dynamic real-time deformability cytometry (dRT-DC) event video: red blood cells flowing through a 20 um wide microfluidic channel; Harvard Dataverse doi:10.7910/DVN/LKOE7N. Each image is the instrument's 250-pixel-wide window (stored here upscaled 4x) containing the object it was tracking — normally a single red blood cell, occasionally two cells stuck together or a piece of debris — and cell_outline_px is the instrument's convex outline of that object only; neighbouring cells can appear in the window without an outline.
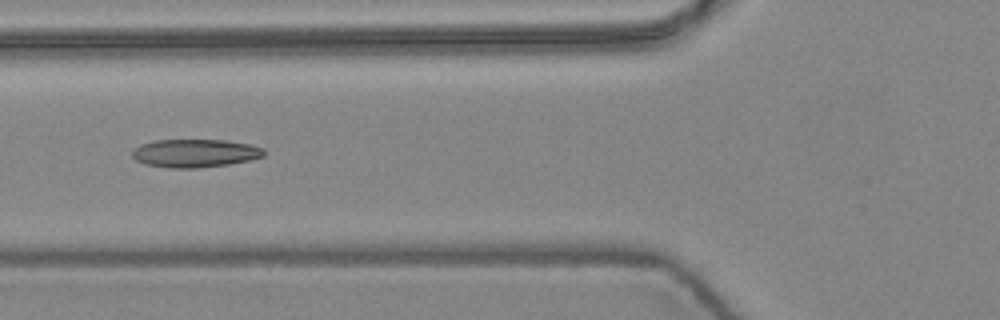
{"species": "common noctule bat (a hibernating species)", "species_latin": "Nyctalus noctula", "temperature_condition": "warm", "stored_images_in_passage": 10, "camera_frame_rate_fps": 3000, "um_per_image_px": 0.085, "animal": {"sex": "female", "body_mass_g": 24.6, "forearm_length_mm": 56.2}, "frame": {"image": 1, "passage_image": 6, "time_ms": 1.667, "image_size_px": [1000, 320], "cell_outline_px": [[264, 156], [252, 160], [228, 164], [196, 168], [168, 168], [144, 164], [136, 160], [132, 156], [132, 152], [140, 144], [156, 140], [224, 140], [252, 144], [264, 148]], "centroid_in_image_um": [16.59, 13.02], "position_along_channel_um": 109.2, "area_um2": 21.73}}
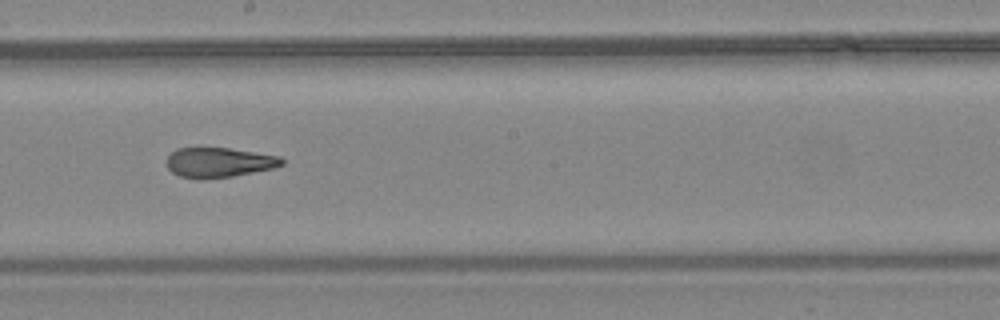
{"frame": {"image": 2, "passage_image": 9, "time_ms": 2.667, "image_size_px": [1000, 320], "cell_outline_px": [[284, 164], [272, 168], [232, 176], [200, 180], [196, 180], [180, 176], [172, 172], [168, 168], [168, 156], [176, 148], [196, 144], [228, 148], [280, 156], [284, 160]], "centroid_in_image_um": [18.54, 13.77], "position_along_channel_um": 229.7, "area_um2": 20.69}}
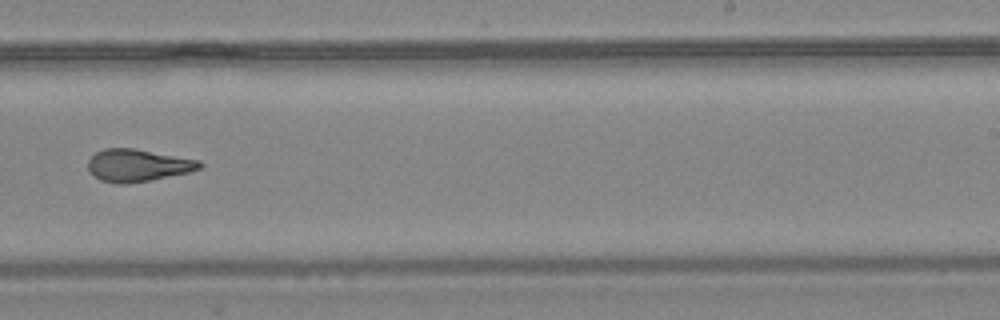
{"frame": {"image": 3, "passage_image": 10, "time_ms": 3.0, "image_size_px": [1000, 320], "cell_outline_px": [[204, 164], [200, 168], [192, 172], [128, 184], [116, 184], [100, 180], [92, 176], [88, 172], [88, 160], [96, 152], [104, 148], [132, 148], [200, 160]], "centroid_in_image_um": [11.69, 14.07], "position_along_channel_um": 277.3, "area_um2": 21.27}}